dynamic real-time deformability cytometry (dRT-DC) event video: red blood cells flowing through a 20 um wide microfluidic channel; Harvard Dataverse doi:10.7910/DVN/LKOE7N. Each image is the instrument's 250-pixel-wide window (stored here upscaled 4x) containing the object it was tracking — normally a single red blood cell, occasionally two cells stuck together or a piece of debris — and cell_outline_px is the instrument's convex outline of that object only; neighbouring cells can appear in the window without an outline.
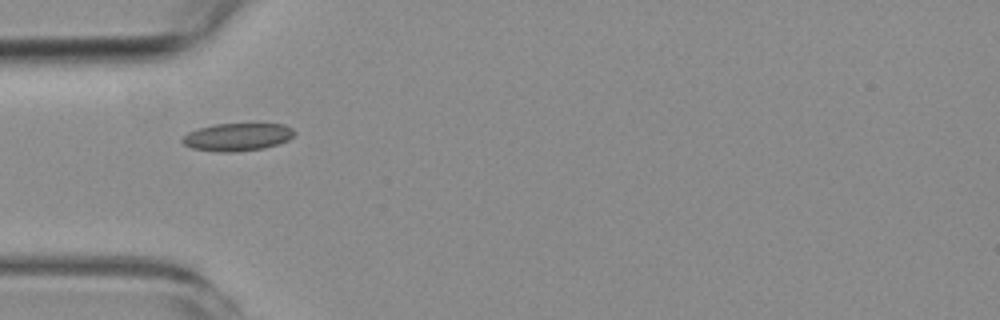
{"species": "common noctule bat (a hibernating species)", "species_latin": "Nyctalus noctula", "temperature_condition": "room temperature", "stored_images_in_passage": 3, "camera_frame_rate_fps": 3000, "um_per_image_px": 0.085, "animal": {"sex": "female", "body_mass_g": 19.3, "forearm_length_mm": 54.1}, "frame": {"image": 1, "passage_image": 2, "time_ms": 1.333, "image_size_px": [1000, 320], "cell_outline_px": [[296, 132], [288, 140], [264, 148], [232, 152], [220, 152], [192, 148], [184, 144], [180, 140], [188, 132], [200, 128], [216, 124], [284, 124], [292, 128]], "centroid_in_image_um": [20.18, 11.64], "position_along_channel_um": 64.8, "area_um2": 17.92}}
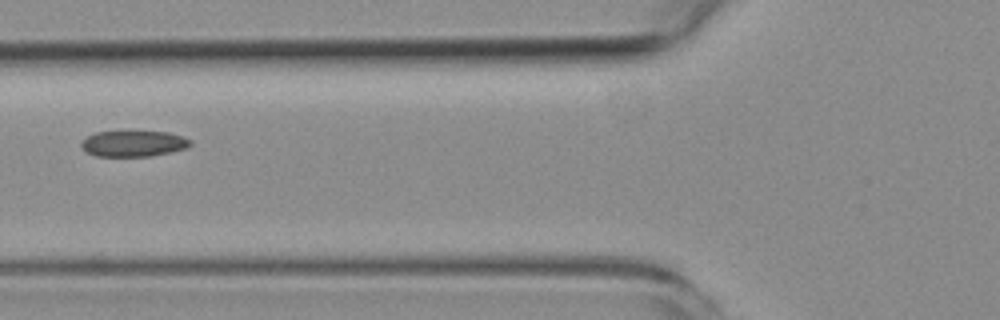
{"frame": {"image": 2, "passage_image": 3, "time_ms": 2.667, "image_size_px": [1000, 320], "cell_outline_px": [[192, 144], [188, 148], [172, 152], [152, 156], [96, 156], [88, 152], [80, 144], [88, 136], [96, 132], [168, 132], [184, 136], [192, 140]], "centroid_in_image_um": [11.44, 12.21], "position_along_channel_um": 114.4, "area_um2": 16.42}}